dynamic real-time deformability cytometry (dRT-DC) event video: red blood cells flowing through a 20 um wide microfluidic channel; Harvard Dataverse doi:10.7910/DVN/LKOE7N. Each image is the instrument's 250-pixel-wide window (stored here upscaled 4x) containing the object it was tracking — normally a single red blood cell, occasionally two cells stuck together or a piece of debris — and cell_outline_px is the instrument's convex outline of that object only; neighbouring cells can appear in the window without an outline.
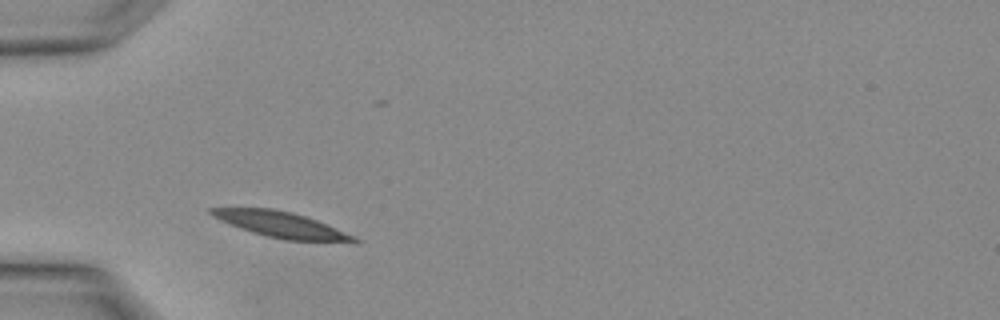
{"species": "Egyptian fruit bat (a non-hibernating species)", "species_latin": "Rousettus aegyptiacus", "temperature_condition": "warm", "stored_images_in_passage": 4, "camera_frame_rate_fps": 3000, "um_per_image_px": 0.085, "animal": {"sex": "female"}, "frame": {"image": 1, "passage_image": 3, "time_ms": 0.667, "image_size_px": [1000, 320], "cell_outline_px": [[360, 240], [288, 240], [268, 236], [252, 232], [240, 228], [220, 220], [212, 216], [208, 212], [208, 208], [272, 208], [292, 212], [316, 220], [356, 236]], "centroid_in_image_um": [23.77, 19.05], "position_along_channel_um": 61.2, "area_um2": 20.63}}
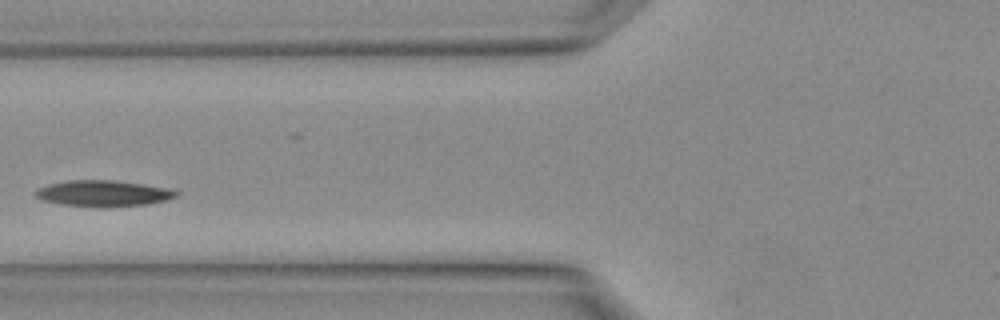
{"frame": {"image": 2, "passage_image": 4, "time_ms": 1.0, "image_size_px": [1000, 320], "cell_outline_px": [[180, 196], [168, 200], [148, 204], [104, 208], [100, 208], [60, 204], [40, 200], [36, 196], [36, 192], [40, 188], [48, 184], [68, 180], [116, 180], [172, 188], [180, 192]], "centroid_in_image_um": [8.86, 16.45], "position_along_channel_um": 116.9, "area_um2": 21.91}}